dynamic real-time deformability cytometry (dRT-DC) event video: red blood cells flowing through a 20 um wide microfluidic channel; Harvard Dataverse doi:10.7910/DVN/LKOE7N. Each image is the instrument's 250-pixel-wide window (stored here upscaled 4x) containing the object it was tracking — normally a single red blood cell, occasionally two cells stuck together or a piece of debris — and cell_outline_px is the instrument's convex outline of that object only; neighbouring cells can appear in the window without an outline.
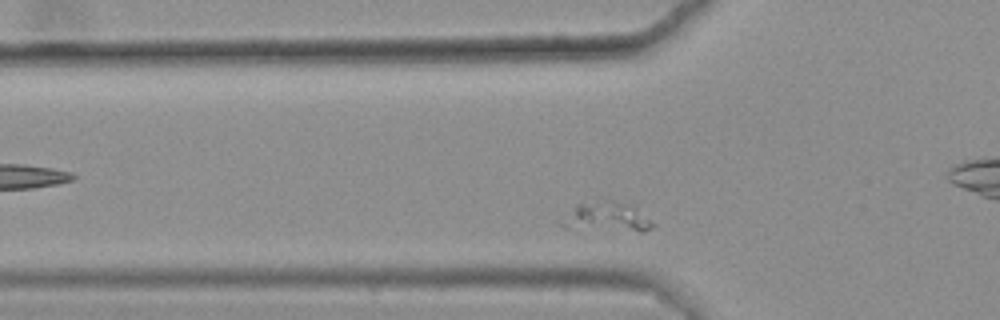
{"species": "common noctule bat (a hibernating species)", "species_latin": "Nyctalus noctula", "temperature_condition": "warm", "stored_images_in_passage": 41, "camera_frame_rate_fps": 3000, "um_per_image_px": 0.085, "animal": {"sex": "female", "body_mass_g": 25.1}, "frame": {"image": 1, "passage_image": 12, "time_ms": 3.667, "image_size_px": [1000, 320], "cell_outline_px": [[656, 224], [652, 228], [644, 232], [640, 232], [588, 220], [576, 216], [576, 204], [604, 196], [628, 204]], "centroid_in_image_um": [52.17, 18.21], "position_along_channel_um": 73.6, "area_um2": 11.91}}
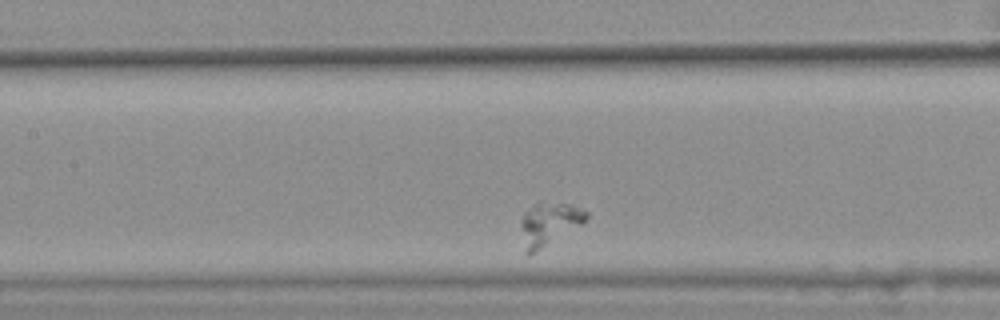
{"frame": {"image": 2, "passage_image": 20, "time_ms": 6.333, "image_size_px": [1000, 320], "cell_outline_px": [[588, 216], [580, 224], [536, 252], [528, 256], [524, 252], [520, 224], [520, 220], [524, 212], [532, 204], [572, 204], [588, 212]], "centroid_in_image_um": [46.6, 19.06], "position_along_channel_um": 160.8, "area_um2": 16.01}}
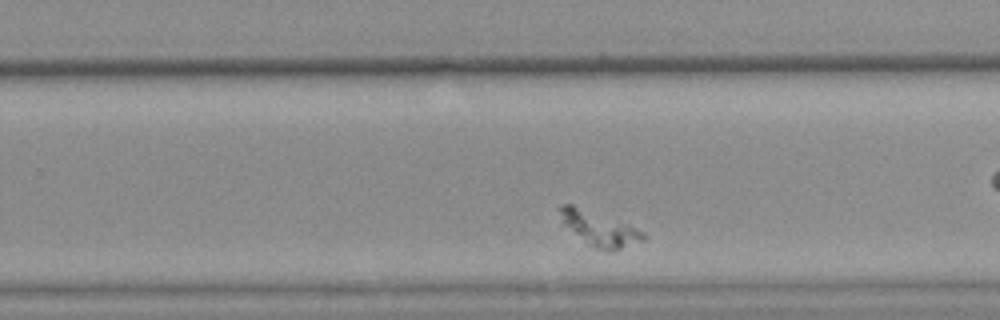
{"frame": {"image": 3, "passage_image": 31, "time_ms": 10.0, "image_size_px": [1000, 320], "cell_outline_px": [[644, 240], [612, 252], [608, 252], [596, 248], [560, 224], [560, 204], [572, 204], [628, 224], [644, 232]], "centroid_in_image_um": [50.92, 19.44], "position_along_channel_um": 278.9, "area_um2": 16.59}}